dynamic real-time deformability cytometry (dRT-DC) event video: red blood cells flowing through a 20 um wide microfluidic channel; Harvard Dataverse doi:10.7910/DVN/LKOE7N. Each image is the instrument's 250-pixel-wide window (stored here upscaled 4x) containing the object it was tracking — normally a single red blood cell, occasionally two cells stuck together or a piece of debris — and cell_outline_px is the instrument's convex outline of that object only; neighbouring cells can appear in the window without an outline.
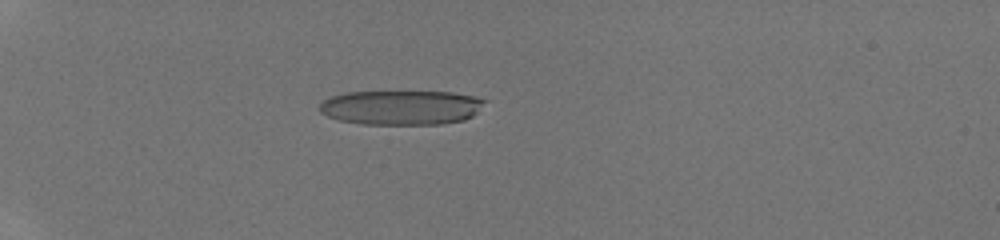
{"species": "human", "species_latin": "Homo sapiens", "temperature_condition": "room temperature", "stored_images_in_passage": 41, "camera_frame_rate_fps": 3000, "um_per_image_px": 0.085, "donor": {"sex": "male"}, "frame": {"image": 1, "passage_image": 11, "time_ms": 3.333, "image_size_px": [1000, 240], "cell_outline_px": [[488, 100], [472, 116], [464, 120], [440, 124], [360, 124], [340, 120], [328, 116], [320, 112], [320, 104], [324, 100], [332, 96], [344, 92], [452, 92], [476, 96]], "centroid_in_image_um": [34.12, 9.13], "position_along_channel_um": 50.9, "area_um2": 33.23}}
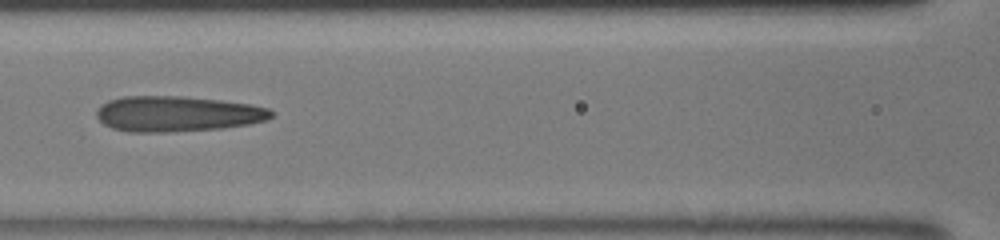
{"frame": {"image": 2, "passage_image": 20, "time_ms": 6.333, "image_size_px": [1000, 240], "cell_outline_px": [[272, 116], [264, 120], [248, 124], [224, 128], [168, 132], [128, 132], [112, 128], [104, 124], [96, 116], [96, 112], [108, 100], [124, 96], [180, 96], [220, 100], [248, 104], [268, 108], [272, 112]], "centroid_in_image_um": [15.04, 9.68], "position_along_channel_um": 151.6, "area_um2": 35.95}}
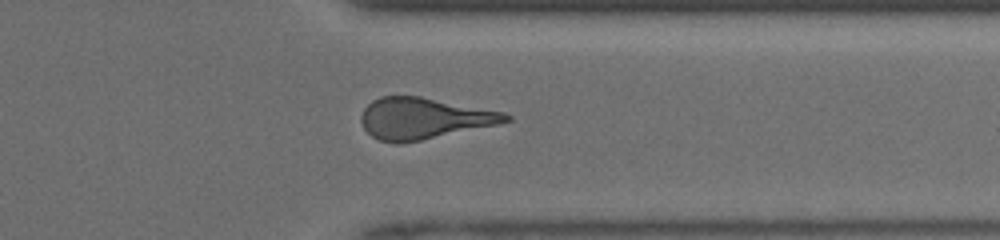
{"frame": {"image": 3, "passage_image": 34, "time_ms": 11.0, "image_size_px": [1000, 240], "cell_outline_px": [[512, 120], [496, 124], [420, 140], [396, 144], [380, 140], [372, 136], [364, 128], [360, 120], [360, 116], [364, 108], [372, 100], [380, 96], [420, 96], [504, 112], [512, 116]], "centroid_in_image_um": [35.98, 10.05], "position_along_channel_um": 375.4, "area_um2": 34.45}}